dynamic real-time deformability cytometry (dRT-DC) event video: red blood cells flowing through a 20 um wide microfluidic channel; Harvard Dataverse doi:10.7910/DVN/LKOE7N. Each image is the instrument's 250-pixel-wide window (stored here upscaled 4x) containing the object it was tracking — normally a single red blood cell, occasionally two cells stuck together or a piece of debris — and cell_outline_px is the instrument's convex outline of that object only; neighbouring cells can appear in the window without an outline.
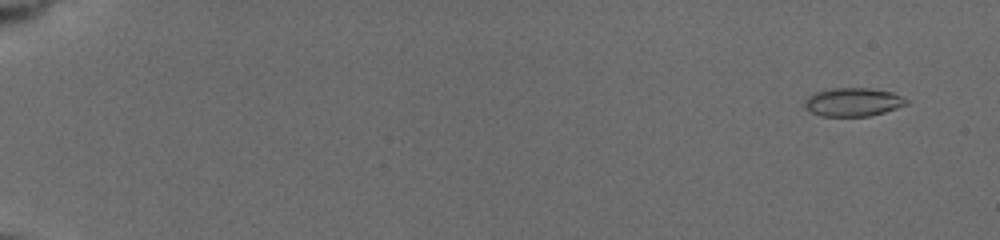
{"species": "common noctule bat (a hibernating species)", "species_latin": "Nyctalus noctula", "temperature_condition": "cold", "stored_images_in_passage": 69, "camera_frame_rate_fps": 3000, "um_per_image_px": 0.085, "animal": {"sex": "female", "body_mass_g": 19.5, "forearm_length_mm": 54.1}, "frame": {"image": 1, "passage_image": 5, "time_ms": 1.0, "image_size_px": [1000, 240], "cell_outline_px": [[908, 104], [884, 112], [868, 116], [820, 116], [812, 112], [804, 104], [804, 100], [808, 96], [816, 92], [832, 88], [868, 88], [892, 92], [908, 100]], "centroid_in_image_um": [72.51, 8.67], "position_along_channel_um": 12.5, "area_um2": 16.7}}
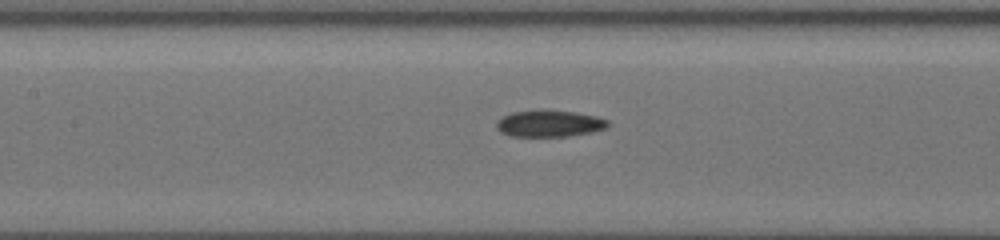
{"frame": {"image": 2, "passage_image": 44, "time_ms": 9.333, "image_size_px": [1000, 240], "cell_outline_px": [[612, 124], [608, 128], [592, 132], [568, 136], [512, 136], [500, 132], [496, 128], [496, 124], [504, 116], [512, 112], [572, 112], [596, 116], [608, 120]], "centroid_in_image_um": [46.77, 10.54], "position_along_channel_um": 160.6, "area_um2": 16.7}}
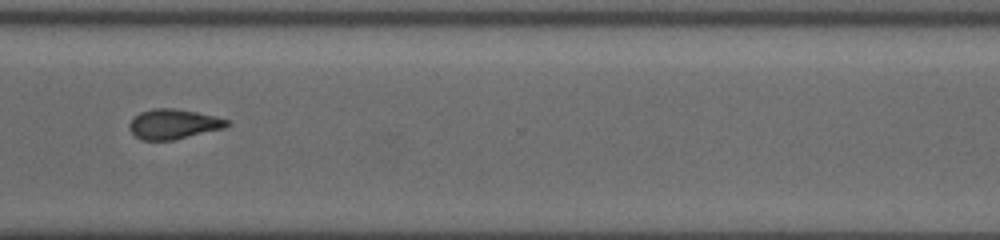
{"frame": {"image": 3, "passage_image": 68, "time_ms": 14.333, "image_size_px": [1000, 240], "cell_outline_px": [[232, 124], [224, 128], [172, 140], [140, 140], [128, 128], [128, 124], [140, 112], [152, 108], [176, 108], [196, 112], [228, 120]], "centroid_in_image_um": [14.73, 10.54], "position_along_channel_um": 355.9, "area_um2": 16.88}}